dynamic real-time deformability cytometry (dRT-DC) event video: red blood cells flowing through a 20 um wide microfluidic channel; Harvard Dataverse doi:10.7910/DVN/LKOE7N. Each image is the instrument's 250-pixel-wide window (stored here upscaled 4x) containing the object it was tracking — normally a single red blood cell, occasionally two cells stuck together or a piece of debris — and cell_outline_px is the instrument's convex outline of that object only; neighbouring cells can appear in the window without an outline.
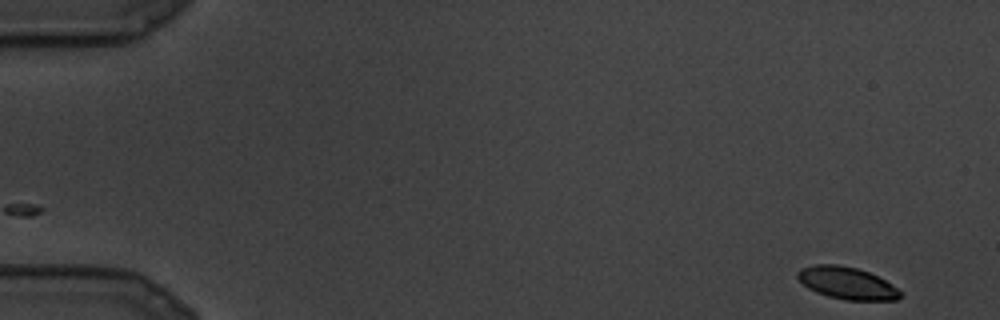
{"species": "common noctule bat (a hibernating species)", "species_latin": "Nyctalus noctula", "temperature_condition": "cold", "stored_images_in_passage": 2, "camera_frame_rate_fps": 3000, "um_per_image_px": 0.085, "animal": {"sex": "male", "body_mass_g": 19.5, "forearm_length_mm": 54.6}, "frame": {"image": 1, "passage_image": 2, "time_ms": 0.333, "image_size_px": [1000, 320], "cell_outline_px": [[900, 296], [896, 300], [844, 300], [828, 296], [816, 292], [808, 288], [796, 276], [796, 272], [800, 268], [816, 264], [836, 264], [856, 268], [868, 272], [892, 284], [900, 292]], "centroid_in_image_um": [71.95, 24.06], "position_along_channel_um": 13.1, "area_um2": 19.07}}